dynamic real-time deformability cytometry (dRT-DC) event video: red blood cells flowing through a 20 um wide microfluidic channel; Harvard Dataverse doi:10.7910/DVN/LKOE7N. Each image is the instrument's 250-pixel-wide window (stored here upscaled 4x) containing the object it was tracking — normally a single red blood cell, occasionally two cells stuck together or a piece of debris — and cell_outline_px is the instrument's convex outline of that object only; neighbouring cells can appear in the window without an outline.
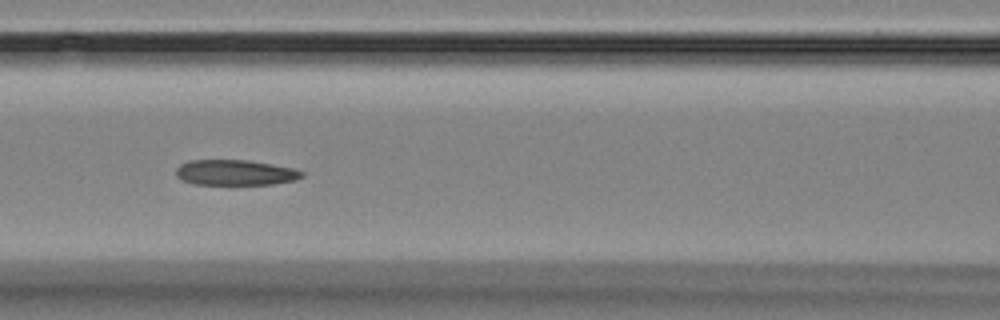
{"species": "Egyptian fruit bat (a non-hibernating species)", "species_latin": "Rousettus aegyptiacus", "temperature_condition": "room temperature", "stored_images_in_passage": 14, "camera_frame_rate_fps": 3000, "um_per_image_px": 0.085, "animal": {"sex": "female"}, "frame": {"image": 1, "passage_image": 5, "time_ms": 4.667, "image_size_px": [1000, 320], "cell_outline_px": [[304, 176], [296, 180], [272, 184], [196, 184], [180, 180], [176, 176], [176, 168], [180, 164], [188, 160], [248, 160], [292, 168], [304, 172]], "centroid_in_image_um": [19.97, 14.66], "position_along_channel_um": 146.6, "area_um2": 18.67}}
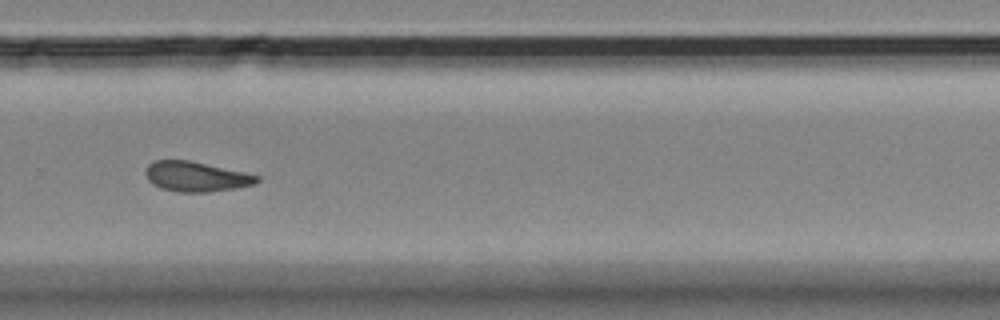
{"frame": {"image": 2, "passage_image": 9, "time_ms": 9.333, "image_size_px": [1000, 320], "cell_outline_px": [[260, 180], [256, 184], [208, 192], [176, 192], [160, 188], [152, 184], [148, 180], [144, 172], [144, 168], [152, 160], [188, 160], [244, 172], [260, 176]], "centroid_in_image_um": [16.61, 15.01], "position_along_channel_um": 313.2, "area_um2": 19.54}}
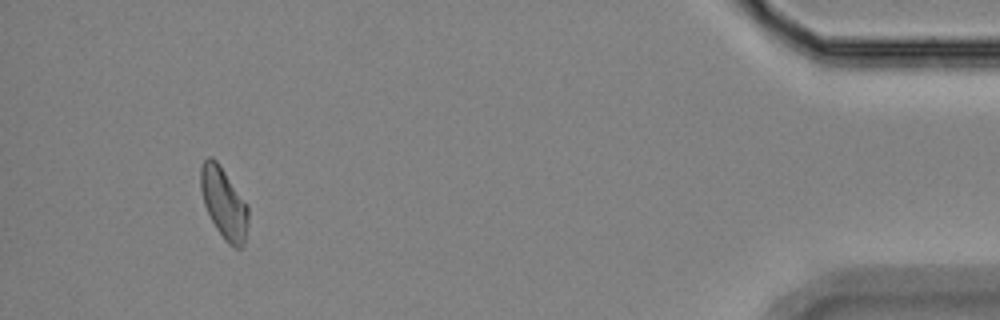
{"frame": {"image": 3, "passage_image": 13, "time_ms": 14.0, "image_size_px": [1000, 320], "cell_outline_px": [[248, 220], [244, 244], [240, 248], [232, 248], [224, 240], [216, 228], [204, 204], [200, 188], [200, 164], [208, 156], [212, 156], [216, 160], [248, 204]], "centroid_in_image_um": [19.02, 17.26], "position_along_channel_um": 416.2, "area_um2": 19.77}}